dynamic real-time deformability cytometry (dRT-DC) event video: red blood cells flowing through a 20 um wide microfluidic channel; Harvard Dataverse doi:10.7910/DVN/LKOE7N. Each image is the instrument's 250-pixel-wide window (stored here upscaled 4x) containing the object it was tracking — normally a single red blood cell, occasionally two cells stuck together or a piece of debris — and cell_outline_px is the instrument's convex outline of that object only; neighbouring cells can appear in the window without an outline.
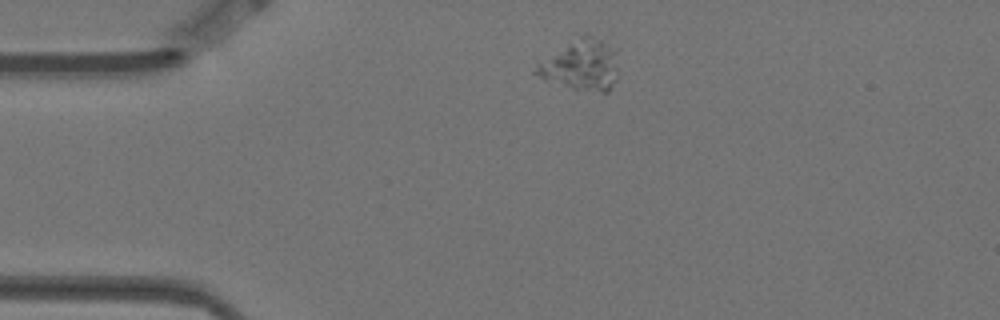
{"species": "Egyptian fruit bat (a non-hibernating species)", "species_latin": "Rousettus aegyptiacus", "temperature_condition": "warm", "stored_images_in_passage": 3, "camera_frame_rate_fps": 3000, "um_per_image_px": 0.085, "animal": {"sex": "female"}, "frame": {"image": 1, "passage_image": 1, "time_ms": 0.0, "image_size_px": [1000, 320], "cell_outline_px": [[616, 80], [608, 92], [576, 92], [548, 84], [532, 72], [536, 64], [580, 36], [592, 36], [616, 48]], "centroid_in_image_um": [49.35, 5.64], "position_along_channel_um": 35.7, "area_um2": 24.8}}